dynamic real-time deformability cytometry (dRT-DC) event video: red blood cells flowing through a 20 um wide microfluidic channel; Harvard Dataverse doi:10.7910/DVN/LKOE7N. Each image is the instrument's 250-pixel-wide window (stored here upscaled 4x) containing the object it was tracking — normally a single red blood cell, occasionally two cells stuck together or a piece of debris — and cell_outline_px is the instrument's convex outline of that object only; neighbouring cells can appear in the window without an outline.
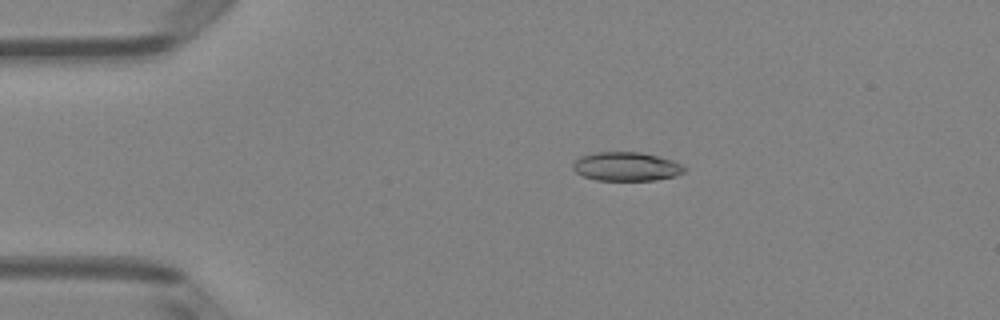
{"species": "Egyptian fruit bat (a non-hibernating species)", "species_latin": "Rousettus aegyptiacus", "temperature_condition": "room temperature", "stored_images_in_passage": 44, "camera_frame_rate_fps": 3000, "um_per_image_px": 0.085, "animal": {"sex": "female"}, "frame": {"image": 1, "passage_image": 4, "time_ms": 1.0, "image_size_px": [1000, 320], "cell_outline_px": [[688, 168], [684, 172], [676, 176], [656, 180], [596, 180], [584, 176], [576, 172], [572, 168], [572, 164], [580, 156], [596, 152], [640, 152], [672, 160]], "centroid_in_image_um": [53.24, 14.16], "position_along_channel_um": 31.8, "area_um2": 18.73}}
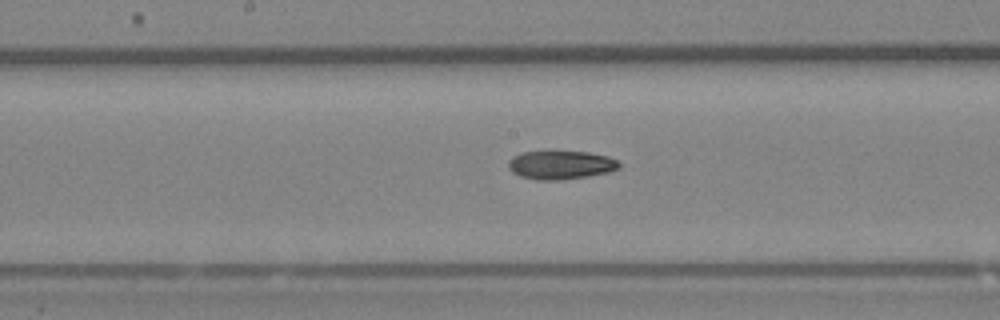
{"frame": {"image": 2, "passage_image": 20, "time_ms": 6.333, "image_size_px": [1000, 320], "cell_outline_px": [[620, 164], [616, 168], [608, 172], [588, 176], [556, 180], [536, 180], [520, 176], [512, 172], [508, 168], [508, 160], [512, 156], [524, 152], [588, 152], [608, 156], [616, 160]], "centroid_in_image_um": [47.61, 14.02], "position_along_channel_um": 200.6, "area_um2": 18.21}}
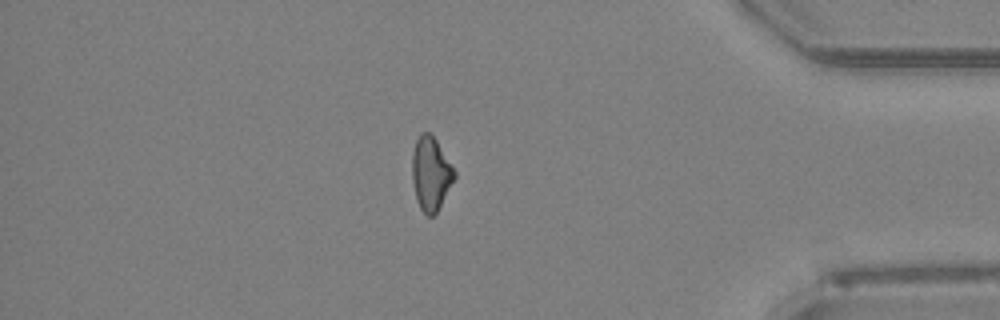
{"frame": {"image": 3, "passage_image": 37, "time_ms": 12.0, "image_size_px": [1000, 320], "cell_outline_px": [[456, 176], [436, 212], [432, 216], [428, 216], [420, 208], [416, 200], [412, 180], [412, 152], [416, 140], [420, 132], [428, 132], [436, 140], [456, 172]], "centroid_in_image_um": [36.59, 14.74], "position_along_channel_um": 398.6, "area_um2": 17.92}, "authors_computed_cell_mechanics": {"area_um2": 18.5249, "velocity_mm_per_s": 4.0826, "shape_relaxation_time_tau1_ms": null, "shape_relaxation_time_tau2_ms": 8.4049, "deformation_change_tau1": null, "deformation_change_tau2": 0.1663}}